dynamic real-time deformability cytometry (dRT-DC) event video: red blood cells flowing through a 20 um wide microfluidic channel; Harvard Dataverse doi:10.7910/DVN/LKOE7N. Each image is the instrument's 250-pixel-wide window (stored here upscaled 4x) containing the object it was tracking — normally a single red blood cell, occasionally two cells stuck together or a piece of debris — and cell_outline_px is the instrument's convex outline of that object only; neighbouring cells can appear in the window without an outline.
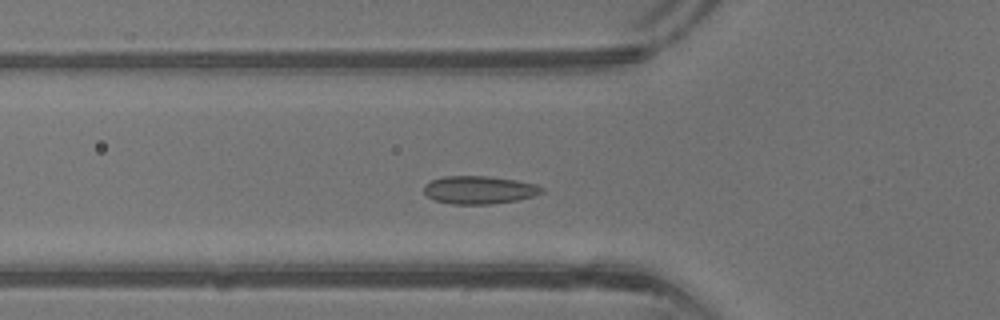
{"species": "common noctule bat (a hibernating species)", "species_latin": "Nyctalus noctula", "temperature_condition": "warm", "stored_images_in_passage": 38, "camera_frame_rate_fps": 3000, "um_per_image_px": 0.085, "animal": {"sex": "male", "body_mass_g": 13.3}, "frame": {"image": 1, "passage_image": 11, "time_ms": 3.333, "image_size_px": [1000, 320], "cell_outline_px": [[544, 192], [532, 196], [516, 200], [492, 204], [452, 204], [436, 200], [428, 196], [424, 192], [424, 184], [432, 180], [444, 176], [488, 176], [516, 180], [536, 184], [544, 188]], "centroid_in_image_um": [40.74, 16.14], "position_along_channel_um": 85.1, "area_um2": 19.13}}
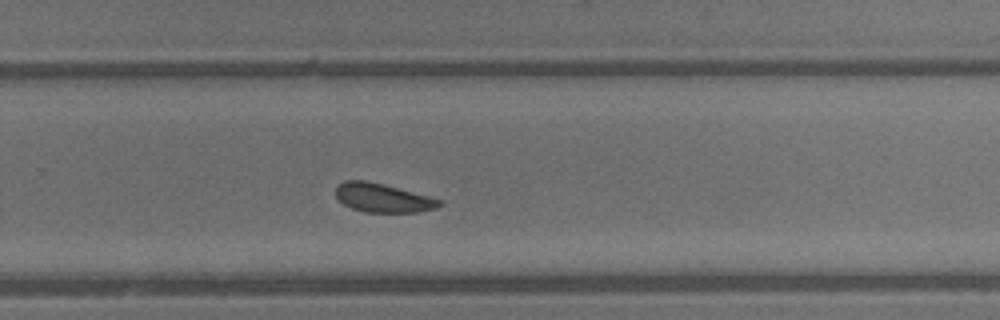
{"frame": {"image": 2, "passage_image": 24, "time_ms": 7.667, "image_size_px": [1000, 320], "cell_outline_px": [[444, 204], [436, 208], [420, 212], [364, 212], [352, 208], [344, 204], [336, 196], [336, 184], [344, 180], [364, 180], [428, 196], [440, 200]], "centroid_in_image_um": [32.51, 16.83], "position_along_channel_um": 297.3, "area_um2": 17.17}}
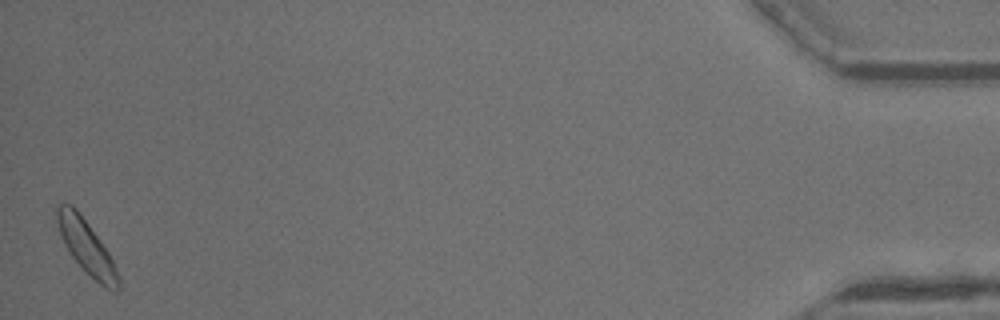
{"frame": {"image": 3, "passage_image": 38, "time_ms": 12.333, "image_size_px": [1000, 320], "cell_outline_px": [[120, 288], [116, 292], [112, 292], [104, 288], [84, 272], [72, 256], [64, 244], [60, 236], [56, 220], [56, 208], [60, 204], [72, 204], [76, 208], [88, 224], [108, 252], [116, 268], [120, 280]], "centroid_in_image_um": [7.35, 21.05], "position_along_channel_um": 427.8, "area_um2": 19.25}, "authors_computed_cell_mechanics": {"area_um2": 18.3226, "velocity_mm_per_s": 4.8974, "shape_relaxation_time_tau1_ms": 1.7869, "shape_relaxation_time_tau2_ms": null, "deformation_change_tau1": 0.0432, "deformation_change_tau2": null}}